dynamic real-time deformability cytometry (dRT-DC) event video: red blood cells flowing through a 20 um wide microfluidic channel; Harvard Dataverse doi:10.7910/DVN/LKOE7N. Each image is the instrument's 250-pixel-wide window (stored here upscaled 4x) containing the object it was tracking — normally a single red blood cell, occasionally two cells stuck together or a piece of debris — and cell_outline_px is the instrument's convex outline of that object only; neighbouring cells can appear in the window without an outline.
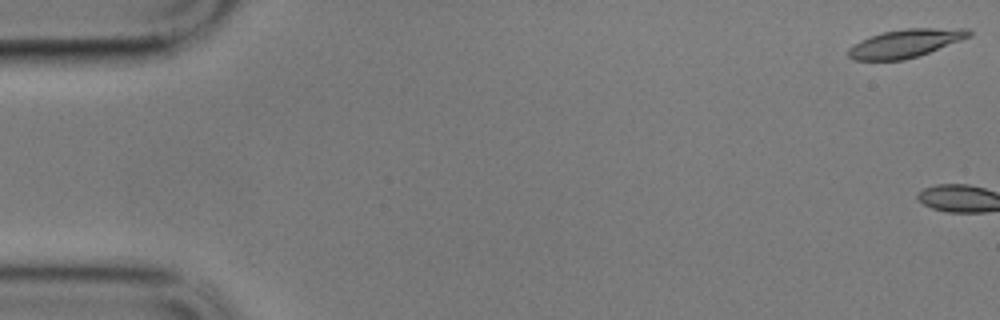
{"species": "common noctule bat (a hibernating species)", "species_latin": "Nyctalus noctula", "temperature_condition": "cold", "stored_images_in_passage": 4, "camera_frame_rate_fps": 3000, "um_per_image_px": 0.085, "animal": {"sex": "male", "body_mass_g": 17.9}, "frame": {"image": 1, "passage_image": 1, "time_ms": 0.0, "image_size_px": [1000, 320], "cell_outline_px": [[972, 36], [928, 52], [904, 60], [856, 60], [848, 56], [848, 48], [872, 36], [884, 32], [904, 28], [968, 28], [972, 32]], "centroid_in_image_um": [77.01, 3.67], "position_along_channel_um": 8.0, "area_um2": 19.48}}